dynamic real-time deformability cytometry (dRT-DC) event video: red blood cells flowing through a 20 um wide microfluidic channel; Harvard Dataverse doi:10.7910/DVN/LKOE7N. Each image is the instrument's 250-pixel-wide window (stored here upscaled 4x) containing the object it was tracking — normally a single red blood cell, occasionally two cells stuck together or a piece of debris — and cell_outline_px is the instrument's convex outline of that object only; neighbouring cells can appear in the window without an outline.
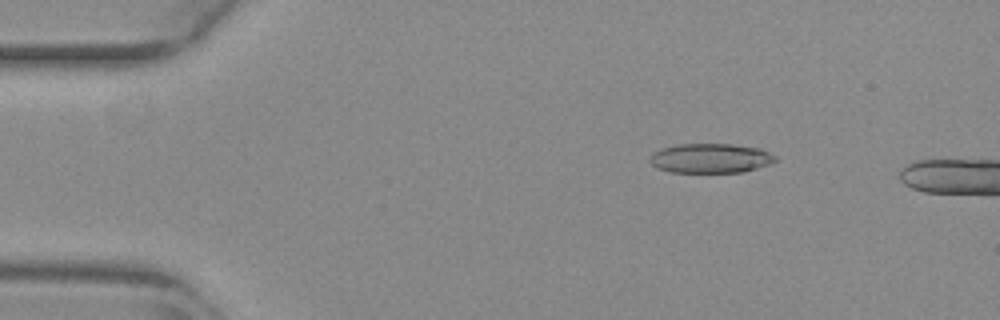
{"species": "common noctule bat (a hibernating species)", "species_latin": "Nyctalus noctula", "temperature_condition": "warm", "stored_images_in_passage": 14, "camera_frame_rate_fps": 3000, "um_per_image_px": 0.085, "animal": {"sex": "female", "body_mass_g": 29.2, "forearm_length_mm": 56.3}, "frame": {"image": 1, "passage_image": 9, "time_ms": 2.667, "image_size_px": [1000, 320], "cell_outline_px": [[776, 160], [768, 164], [744, 172], [672, 172], [656, 168], [648, 160], [660, 148], [680, 144], [732, 144], [760, 148], [776, 156]], "centroid_in_image_um": [60.39, 13.45], "position_along_channel_um": 24.6, "area_um2": 21.44}}